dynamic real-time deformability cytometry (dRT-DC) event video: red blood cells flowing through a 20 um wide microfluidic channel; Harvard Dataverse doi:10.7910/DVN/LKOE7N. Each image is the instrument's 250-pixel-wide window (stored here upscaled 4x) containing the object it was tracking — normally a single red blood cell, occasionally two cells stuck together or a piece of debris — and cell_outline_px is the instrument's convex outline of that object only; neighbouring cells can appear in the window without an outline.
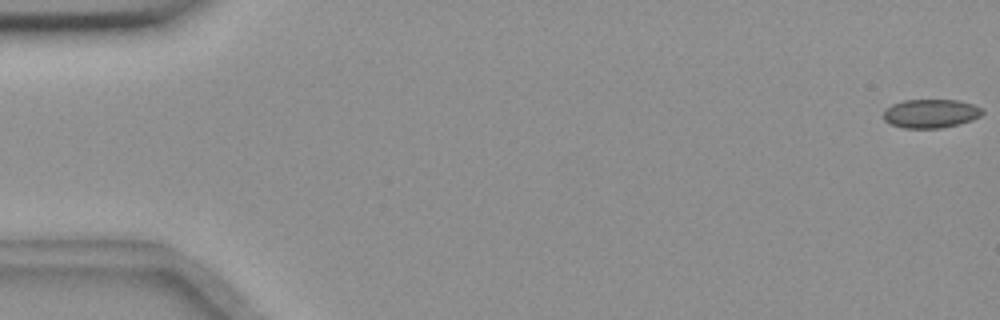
{"species": "common noctule bat (a hibernating species)", "species_latin": "Nyctalus noctula", "temperature_condition": "room temperature", "stored_images_in_passage": 56, "camera_frame_rate_fps": 3000, "um_per_image_px": 0.085, "animal": {"sex": "female", "body_mass_g": 18.4}, "frame": {"image": 1, "passage_image": 1, "time_ms": 0.0, "image_size_px": [1000, 320], "cell_outline_px": [[984, 112], [980, 116], [972, 120], [960, 124], [940, 128], [904, 128], [892, 124], [884, 120], [884, 112], [892, 104], [904, 100], [960, 100], [984, 108]], "centroid_in_image_um": [79.16, 9.65], "position_along_channel_um": 5.8, "area_um2": 16.59}}
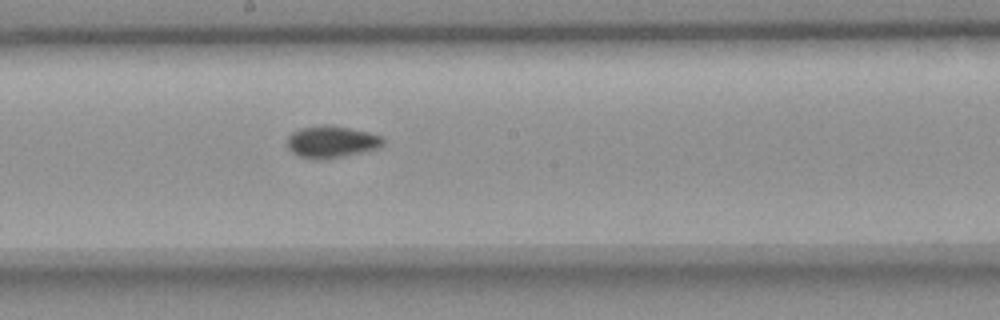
{"frame": {"image": 2, "passage_image": 31, "time_ms": 10.0, "image_size_px": [1000, 320], "cell_outline_px": [[384, 144], [376, 148], [328, 160], [312, 160], [300, 156], [292, 152], [288, 148], [288, 136], [292, 132], [300, 128], [324, 124], [332, 124], [368, 132], [384, 136]], "centroid_in_image_um": [28.17, 12.05], "position_along_channel_um": 220.0, "area_um2": 18.09}}
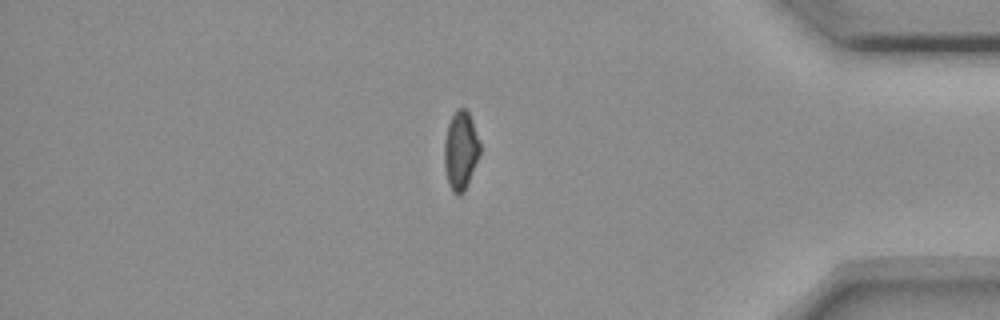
{"frame": {"image": 3, "passage_image": 48, "time_ms": 15.667, "image_size_px": [1000, 320], "cell_outline_px": [[480, 156], [468, 184], [464, 192], [460, 196], [452, 192], [448, 184], [444, 168], [444, 140], [448, 124], [456, 108], [464, 108], [468, 112], [472, 120], [480, 144]], "centroid_in_image_um": [39.15, 12.83], "position_along_channel_um": 396.1, "area_um2": 16.59}, "authors_computed_cell_mechanics": {"area_um2": 16.9354, "velocity_mm_per_s": 3.6521, "shape_relaxation_time_tau1_ms": 10.2296, "shape_relaxation_time_tau2_ms": 4.4088, "deformation_change_tau1": 0.118, "deformation_change_tau2": 0.0724}}